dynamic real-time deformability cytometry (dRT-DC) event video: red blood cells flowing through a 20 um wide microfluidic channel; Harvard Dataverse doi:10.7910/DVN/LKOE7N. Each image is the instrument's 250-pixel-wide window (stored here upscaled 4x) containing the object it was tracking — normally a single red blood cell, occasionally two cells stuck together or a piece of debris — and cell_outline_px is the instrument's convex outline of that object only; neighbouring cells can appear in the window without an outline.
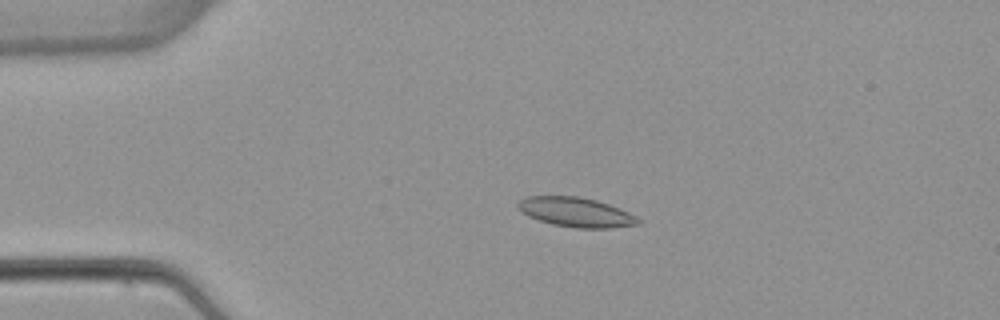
{"species": "common noctule bat (a hibernating species)", "species_latin": "Nyctalus noctula", "temperature_condition": "warm", "stored_images_in_passage": 5, "camera_frame_rate_fps": 3000, "um_per_image_px": 0.085, "animal": {"sex": "female", "body_mass_g": 22.7, "forearm_length_mm": 54.2}, "frame": {"image": 1, "passage_image": 4, "time_ms": 3.667, "image_size_px": [1000, 320], "cell_outline_px": [[640, 224], [612, 228], [576, 228], [552, 224], [528, 216], [520, 212], [516, 208], [516, 204], [524, 196], [576, 196], [596, 200], [620, 208], [636, 216], [640, 220]], "centroid_in_image_um": [48.92, 18.03], "position_along_channel_um": 36.1, "area_um2": 20.81}}